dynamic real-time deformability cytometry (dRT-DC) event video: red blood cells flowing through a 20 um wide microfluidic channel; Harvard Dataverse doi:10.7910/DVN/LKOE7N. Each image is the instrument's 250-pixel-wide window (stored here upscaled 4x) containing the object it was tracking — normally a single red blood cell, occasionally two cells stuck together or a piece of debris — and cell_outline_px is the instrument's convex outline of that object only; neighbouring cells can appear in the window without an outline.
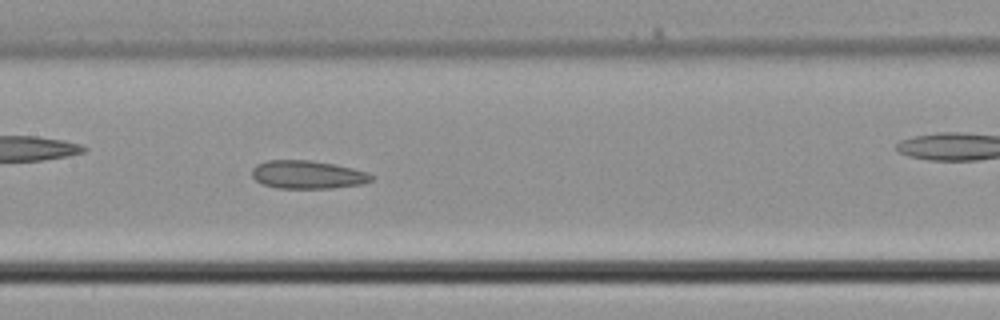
{"species": "common noctule bat (a hibernating species)", "species_latin": "Nyctalus noctula", "temperature_condition": "cold", "stored_images_in_passage": 37, "camera_frame_rate_fps": 3000, "um_per_image_px": 0.085, "animal": {"sex": "male", "body_mass_g": 21.5, "forearm_length_mm": 52.0}, "frame": {"image": 1, "passage_image": 16, "time_ms": 5.0, "image_size_px": [1000, 320], "cell_outline_px": [[376, 176], [372, 180], [364, 184], [332, 188], [276, 188], [264, 184], [256, 180], [252, 176], [252, 168], [256, 164], [268, 160], [308, 160], [336, 164], [368, 172]], "centroid_in_image_um": [26.18, 14.84], "position_along_channel_um": 181.2, "area_um2": 19.77}}